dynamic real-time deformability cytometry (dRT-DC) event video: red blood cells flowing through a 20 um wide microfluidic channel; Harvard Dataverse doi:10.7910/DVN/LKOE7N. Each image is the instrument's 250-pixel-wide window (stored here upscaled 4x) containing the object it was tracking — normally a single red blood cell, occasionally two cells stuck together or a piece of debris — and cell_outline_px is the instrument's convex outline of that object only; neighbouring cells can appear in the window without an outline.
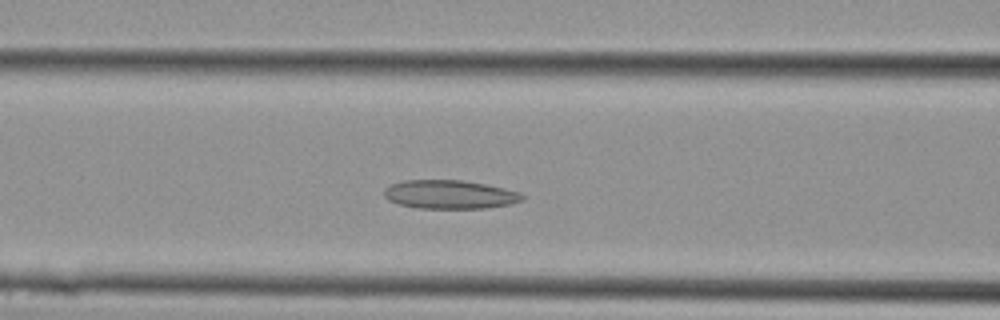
{"species": "Egyptian fruit bat (a non-hibernating species)", "species_latin": "Rousettus aegyptiacus", "temperature_condition": "cold", "stored_images_in_passage": 11, "segment_of_instrument_passage": [1, 2], "camera_frame_rate_fps": 3000, "um_per_image_px": 0.085, "animal": {"sex": "female"}, "frame": {"image": 1, "passage_image": 6, "time_ms": 1.667, "image_size_px": [1000, 320], "cell_outline_px": [[524, 200], [508, 204], [484, 208], [416, 208], [400, 204], [388, 200], [384, 196], [384, 188], [392, 184], [404, 180], [464, 180], [504, 188], [520, 192], [524, 196]], "centroid_in_image_um": [38.21, 16.52], "position_along_channel_um": 128.4, "area_um2": 23.0}}
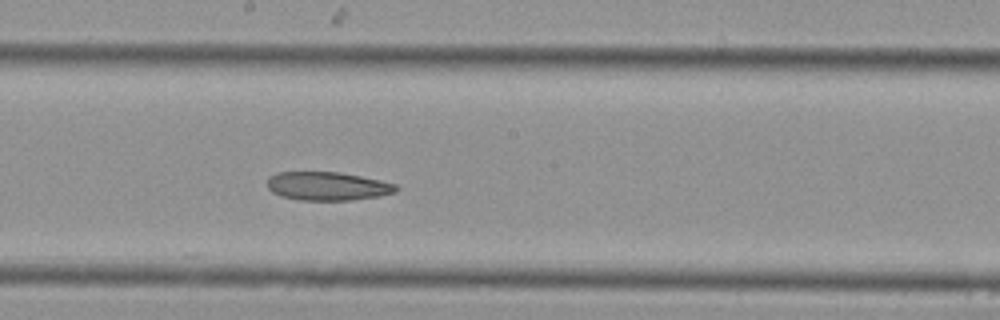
{"frame": {"image": 2, "passage_image": 10, "time_ms": 3.0, "image_size_px": [1000, 320], "cell_outline_px": [[400, 188], [396, 192], [380, 196], [348, 200], [300, 200], [280, 196], [272, 192], [268, 188], [268, 176], [276, 172], [340, 172], [380, 180], [396, 184]], "centroid_in_image_um": [27.84, 15.82], "position_along_channel_um": 220.4, "area_um2": 21.5}}